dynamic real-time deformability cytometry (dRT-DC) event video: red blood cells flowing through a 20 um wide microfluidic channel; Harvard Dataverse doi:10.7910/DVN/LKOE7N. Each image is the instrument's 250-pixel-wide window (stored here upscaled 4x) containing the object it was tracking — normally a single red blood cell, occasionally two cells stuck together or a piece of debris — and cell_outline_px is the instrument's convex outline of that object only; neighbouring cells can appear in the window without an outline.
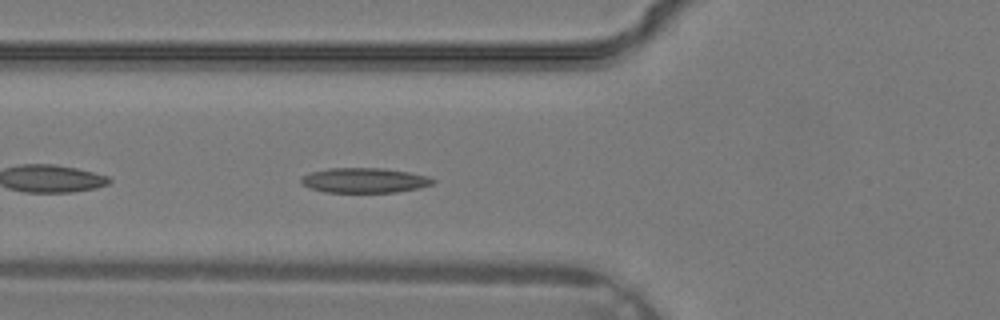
{"species": "common noctule bat (a hibernating species)", "species_latin": "Nyctalus noctula", "temperature_condition": "warm", "stored_images_in_passage": 30, "camera_frame_rate_fps": 3000, "um_per_image_px": 0.085, "animal": {"sex": "male", "body_mass_g": 19.2, "forearm_length_mm": 51.8}, "frame": {"image": 1, "passage_image": 6, "time_ms": 1.667, "image_size_px": [1000, 320], "cell_outline_px": [[436, 180], [432, 184], [420, 188], [396, 192], [324, 192], [300, 184], [300, 176], [308, 172], [328, 168], [384, 168], [408, 172], [428, 176]], "centroid_in_image_um": [30.94, 15.32], "position_along_channel_um": 94.9, "area_um2": 19.31}}
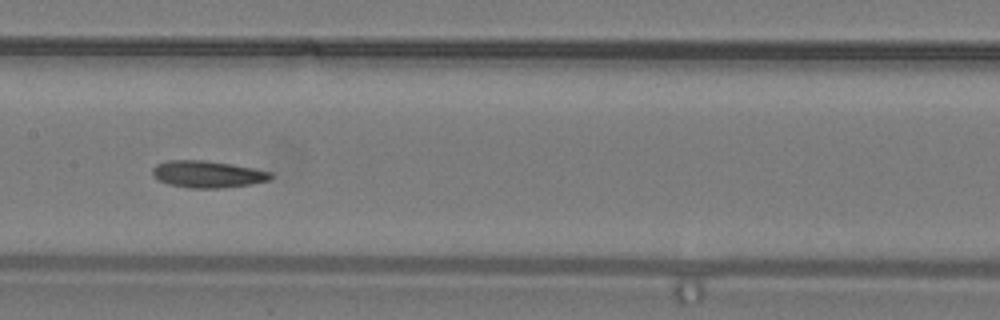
{"frame": {"image": 2, "passage_image": 11, "time_ms": 3.333, "image_size_px": [1000, 320], "cell_outline_px": [[272, 176], [268, 180], [252, 184], [220, 188], [188, 188], [168, 184], [160, 180], [152, 172], [152, 168], [156, 164], [168, 160], [204, 160], [232, 164], [272, 172]], "centroid_in_image_um": [17.64, 14.8], "position_along_channel_um": 189.8, "area_um2": 18.44}}
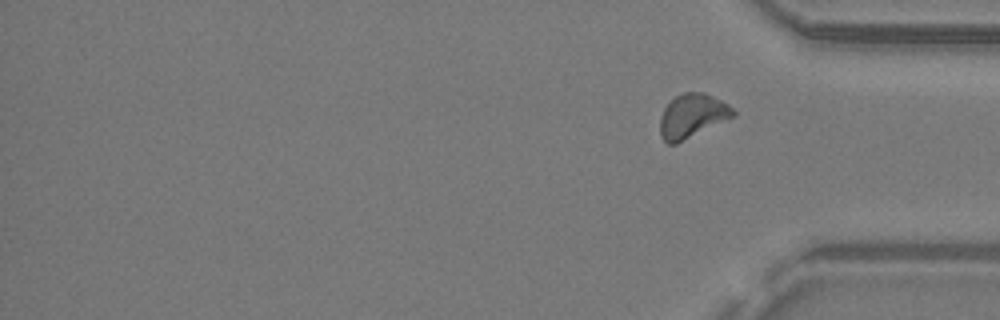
{"frame": {"image": 3, "passage_image": 30, "time_ms": 9.667, "image_size_px": [1000, 320], "cell_outline_px": [[736, 116], [676, 144], [668, 144], [660, 136], [660, 116], [664, 108], [676, 96], [684, 92], [704, 92], [728, 104], [736, 112]], "centroid_in_image_um": [58.84, 9.86], "position_along_channel_um": 376.4, "area_um2": 18.73}}